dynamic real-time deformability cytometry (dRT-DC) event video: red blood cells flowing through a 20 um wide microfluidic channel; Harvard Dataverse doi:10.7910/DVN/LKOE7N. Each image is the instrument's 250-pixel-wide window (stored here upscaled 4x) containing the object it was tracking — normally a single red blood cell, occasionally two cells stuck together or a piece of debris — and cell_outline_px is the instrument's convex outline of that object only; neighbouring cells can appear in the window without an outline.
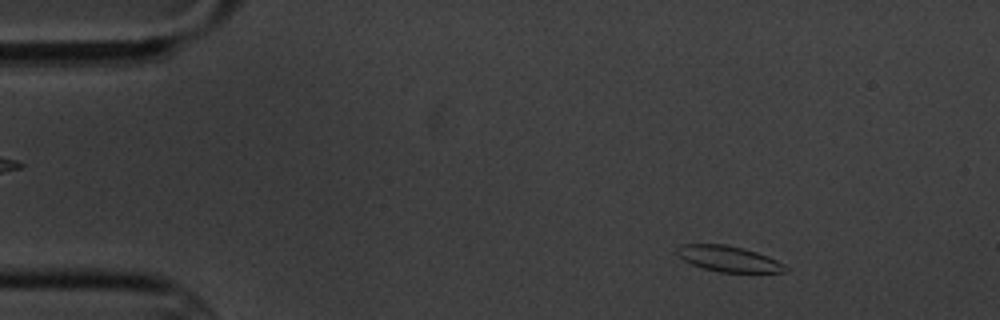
{"species": "common noctule bat (a hibernating species)", "species_latin": "Nyctalus noctula", "temperature_condition": "cold", "stored_images_in_passage": 6, "camera_frame_rate_fps": 3000, "um_per_image_px": 0.085, "animal": {"sex": "male", "body_mass_g": 20.1, "forearm_length_mm": 53.5}, "frame": {"image": 1, "passage_image": 2, "time_ms": 1.333, "image_size_px": [1000, 320], "cell_outline_px": [[788, 272], [720, 272], [704, 268], [692, 264], [676, 256], [676, 248], [680, 244], [724, 244], [744, 248], [768, 256], [784, 264], [788, 268]], "centroid_in_image_um": [61.91, 21.99], "position_along_channel_um": 23.1, "area_um2": 16.3}}
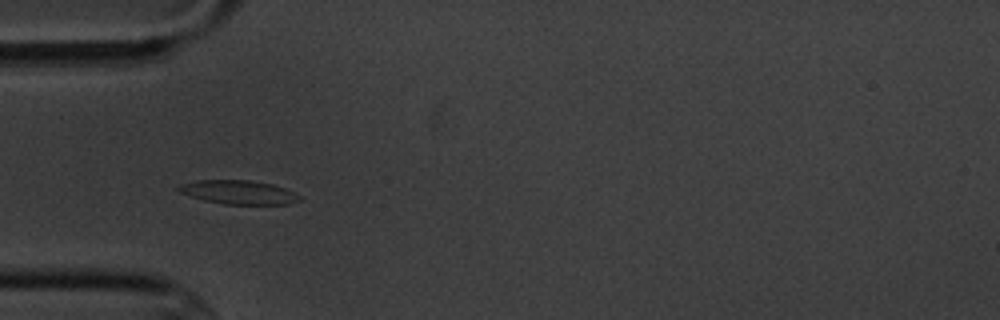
{"frame": {"image": 2, "passage_image": 5, "time_ms": 4.667, "image_size_px": [1000, 320], "cell_outline_px": [[300, 200], [288, 204], [224, 204], [204, 200], [180, 192], [176, 188], [180, 184], [196, 180], [252, 180], [272, 184], [296, 192], [300, 196]], "centroid_in_image_um": [20.29, 16.33], "position_along_channel_um": 64.7, "area_um2": 16.76}}
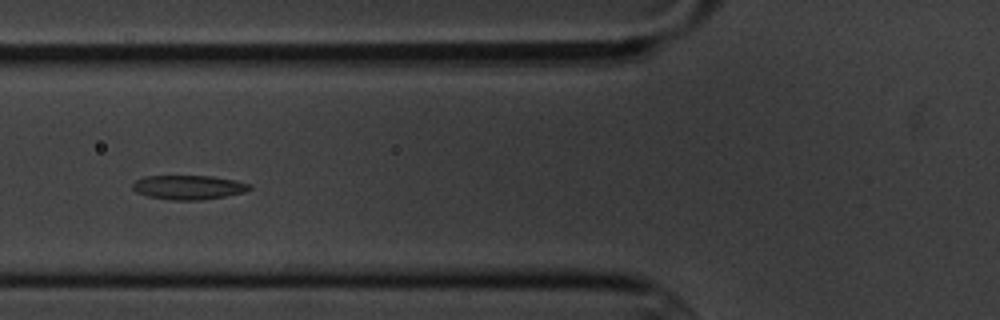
{"frame": {"image": 3, "passage_image": 6, "time_ms": 6.0, "image_size_px": [1000, 320], "cell_outline_px": [[252, 188], [244, 192], [224, 196], [200, 200], [172, 200], [148, 196], [136, 192], [132, 188], [132, 184], [136, 180], [144, 176], [212, 176], [236, 180], [252, 184]], "centroid_in_image_um": [16.03, 15.91], "position_along_channel_um": 109.8, "area_um2": 16.53}}